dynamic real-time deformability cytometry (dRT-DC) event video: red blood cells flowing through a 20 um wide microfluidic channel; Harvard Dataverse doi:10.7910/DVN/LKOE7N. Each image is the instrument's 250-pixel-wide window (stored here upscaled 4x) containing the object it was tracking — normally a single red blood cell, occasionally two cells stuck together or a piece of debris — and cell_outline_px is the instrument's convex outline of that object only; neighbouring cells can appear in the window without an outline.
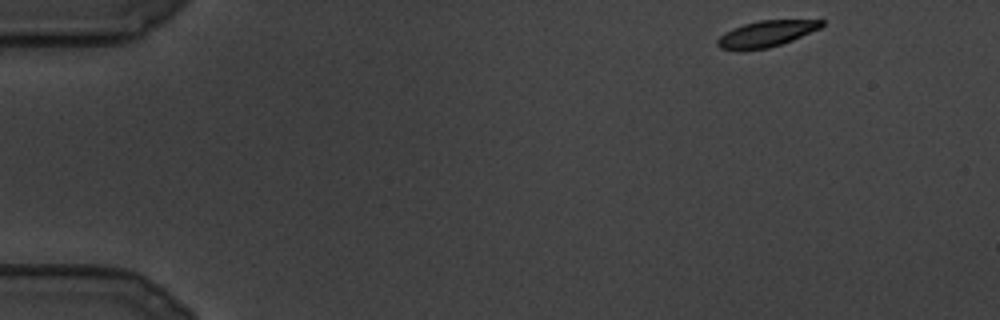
{"species": "common noctule bat (a hibernating species)", "species_latin": "Nyctalus noctula", "temperature_condition": "cold", "stored_images_in_passage": 78, "camera_frame_rate_fps": 3000, "um_per_image_px": 0.085, "animal": {"sex": "male", "body_mass_g": 19.5, "forearm_length_mm": 54.6}, "frame": {"image": 1, "passage_image": 1, "time_ms": 0.0, "image_size_px": [1000, 320], "cell_outline_px": [[824, 24], [820, 28], [792, 40], [768, 48], [744, 52], [740, 52], [720, 48], [716, 44], [716, 40], [724, 32], [732, 28], [744, 24], [760, 20], [824, 20]], "centroid_in_image_um": [65.06, 2.9], "position_along_channel_um": 19.9, "area_um2": 16.13}}
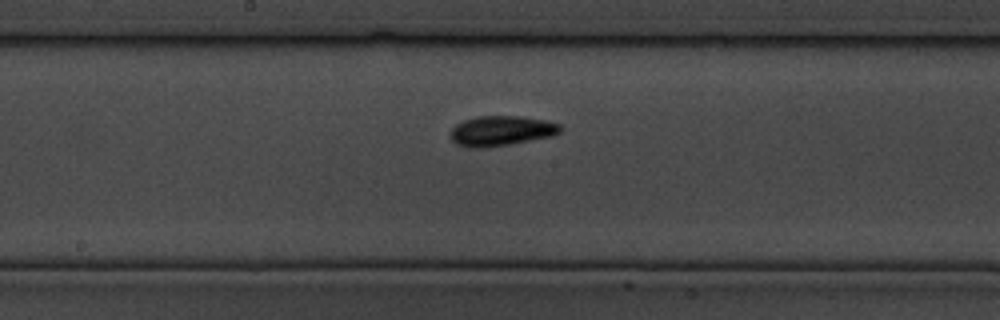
{"frame": {"image": 2, "passage_image": 47, "time_ms": 15.333, "image_size_px": [1000, 320], "cell_outline_px": [[560, 132], [552, 136], [508, 144], [484, 148], [472, 148], [456, 144], [452, 140], [452, 128], [456, 124], [464, 120], [480, 116], [516, 116], [544, 120], [560, 124]], "centroid_in_image_um": [42.59, 11.12], "position_along_channel_um": 205.6, "area_um2": 18.9}}
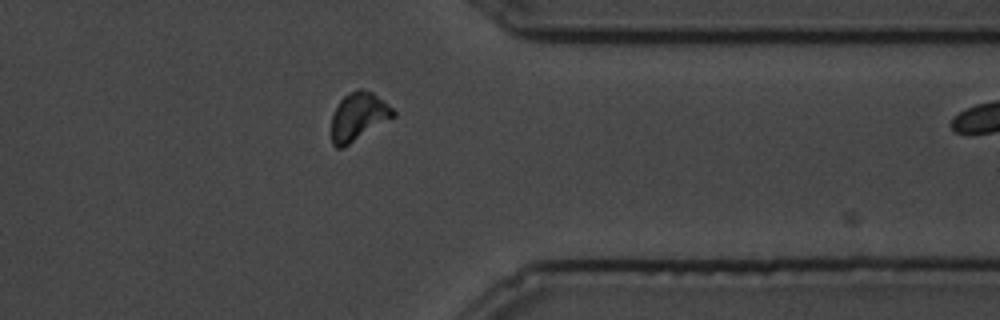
{"frame": {"image": 3, "passage_image": 76, "time_ms": 25.0, "image_size_px": [1000, 320], "cell_outline_px": [[396, 116], [344, 148], [336, 148], [332, 144], [332, 116], [340, 100], [344, 96], [356, 88], [360, 88], [372, 92], [392, 108], [396, 112]], "centroid_in_image_um": [30.47, 9.92], "position_along_channel_um": 380.9, "area_um2": 17.34}}